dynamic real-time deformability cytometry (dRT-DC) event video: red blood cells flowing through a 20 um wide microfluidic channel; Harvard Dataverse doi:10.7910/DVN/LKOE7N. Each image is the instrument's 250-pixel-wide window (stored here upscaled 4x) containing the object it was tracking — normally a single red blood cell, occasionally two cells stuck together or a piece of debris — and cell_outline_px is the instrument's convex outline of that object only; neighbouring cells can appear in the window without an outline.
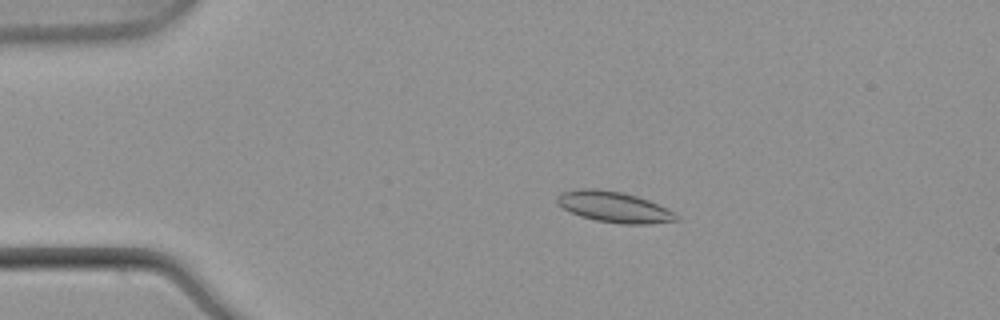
{"species": "common noctule bat (a hibernating species)", "species_latin": "Nyctalus noctula", "temperature_condition": "warm", "stored_images_in_passage": 54, "camera_frame_rate_fps": 3000, "um_per_image_px": 0.085, "animal": {"sex": "male", "body_mass_g": 21.5, "forearm_length_mm": 52.0}, "frame": {"image": 1, "passage_image": 12, "time_ms": 3.667, "image_size_px": [1000, 320], "cell_outline_px": [[680, 220], [648, 224], [620, 224], [596, 220], [580, 216], [556, 204], [556, 196], [560, 192], [580, 188], [596, 188], [624, 192], [648, 200], [668, 208], [676, 212], [680, 216]], "centroid_in_image_um": [52.21, 17.58], "position_along_channel_um": 32.8, "area_um2": 21.73}}
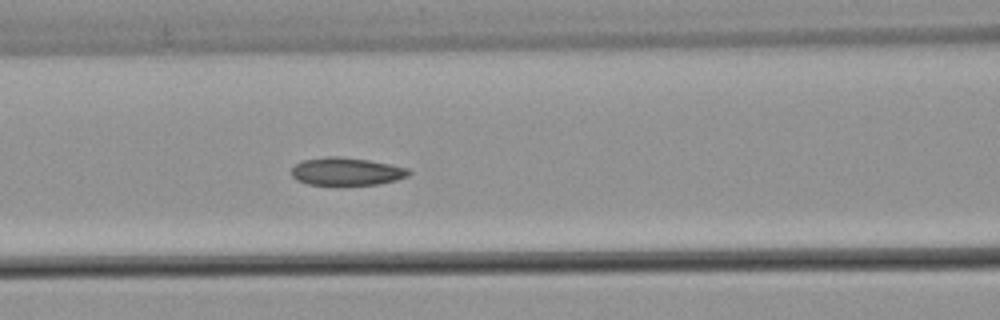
{"frame": {"image": 2, "passage_image": 24, "time_ms": 7.667, "image_size_px": [1000, 320], "cell_outline_px": [[412, 172], [408, 176], [396, 180], [380, 184], [336, 188], [308, 184], [296, 180], [292, 176], [292, 168], [300, 160], [328, 156], [340, 156], [368, 160], [408, 168]], "centroid_in_image_um": [29.42, 14.62], "position_along_channel_um": 137.2, "area_um2": 19.94}}
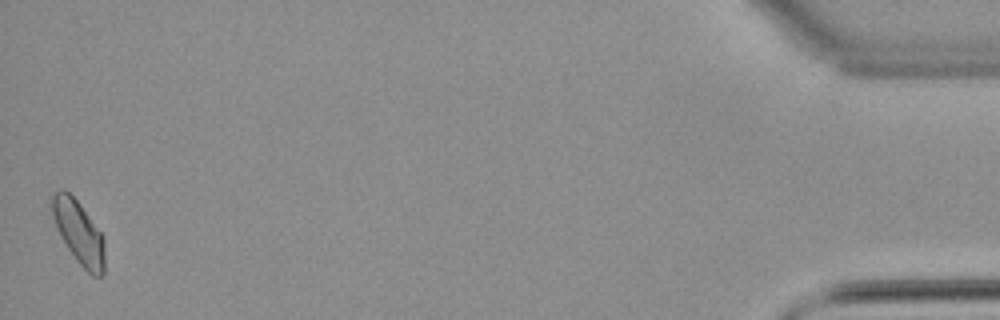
{"frame": {"image": 3, "passage_image": 54, "time_ms": 17.667, "image_size_px": [1000, 320], "cell_outline_px": [[104, 276], [92, 276], [76, 260], [60, 236], [52, 216], [52, 192], [60, 188], [64, 188], [80, 204], [104, 236]], "centroid_in_image_um": [6.69, 19.74], "position_along_channel_um": 428.5, "area_um2": 19.42}}